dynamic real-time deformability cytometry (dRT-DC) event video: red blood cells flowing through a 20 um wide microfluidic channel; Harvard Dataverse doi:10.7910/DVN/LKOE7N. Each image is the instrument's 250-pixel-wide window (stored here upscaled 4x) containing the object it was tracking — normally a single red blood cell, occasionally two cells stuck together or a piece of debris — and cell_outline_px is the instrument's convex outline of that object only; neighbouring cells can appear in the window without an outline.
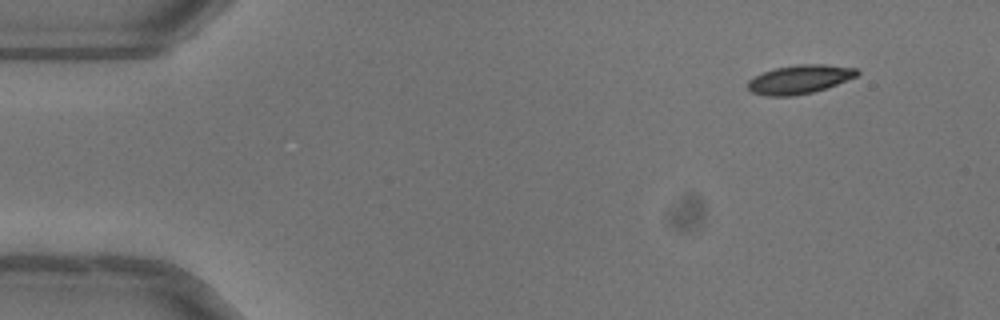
{"species": "common noctule bat (a hibernating species)", "species_latin": "Nyctalus noctula", "temperature_condition": "warm", "stored_images_in_passage": 47, "camera_frame_rate_fps": 3000, "um_per_image_px": 0.085, "animal": {"sex": "female"}, "frame": {"image": 1, "passage_image": 1, "time_ms": 0.0, "image_size_px": [1000, 320], "cell_outline_px": [[860, 72], [856, 76], [836, 84], [812, 92], [792, 96], [768, 96], [752, 92], [748, 88], [748, 80], [764, 72], [776, 68], [796, 64], [824, 64], [856, 68]], "centroid_in_image_um": [67.96, 6.73], "position_along_channel_um": 17.0, "area_um2": 18.03}}
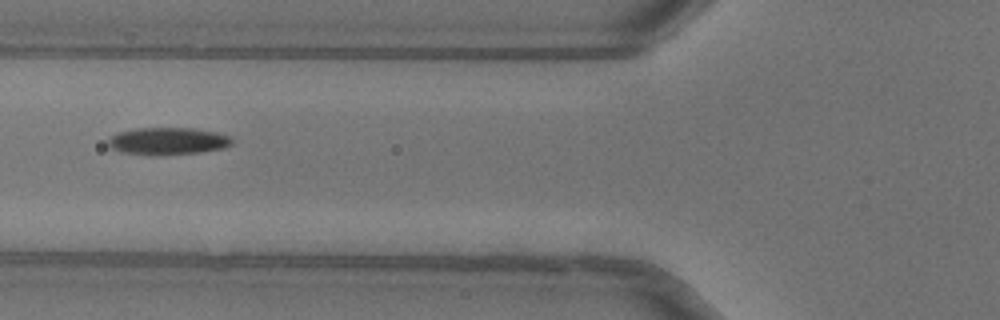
{"frame": {"image": 2, "passage_image": 16, "time_ms": 5.0, "image_size_px": [1000, 320], "cell_outline_px": [[232, 144], [224, 148], [200, 152], [160, 156], [152, 156], [120, 152], [112, 148], [108, 144], [108, 140], [112, 136], [120, 132], [136, 128], [192, 128], [216, 132], [232, 136]], "centroid_in_image_um": [14.28, 12.01], "position_along_channel_um": 111.5, "area_um2": 19.88}}
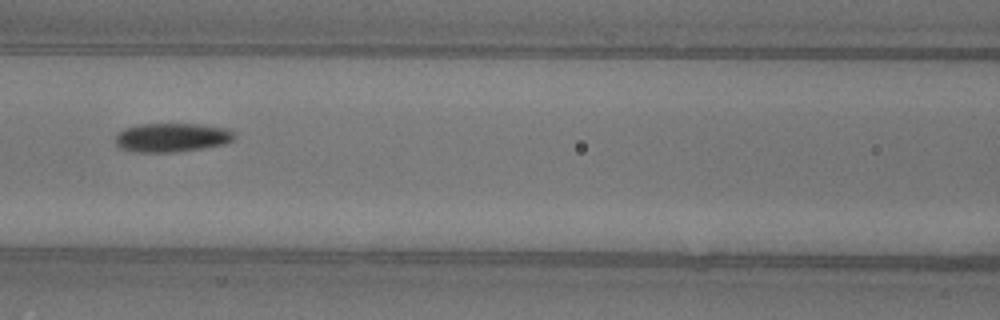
{"frame": {"image": 3, "passage_image": 19, "time_ms": 6.0, "image_size_px": [1000, 320], "cell_outline_px": [[236, 140], [224, 144], [176, 152], [136, 152], [120, 148], [116, 144], [116, 132], [124, 128], [140, 124], [200, 124], [228, 128], [236, 132]], "centroid_in_image_um": [14.64, 11.68], "position_along_channel_um": 152.0, "area_um2": 20.29}, "authors_computed_cell_mechanics": {"area_um2": 19.2474, "velocity_mm_per_s": 4.0157, "shape_relaxation_time_tau1_ms": 3.6255, "shape_relaxation_time_tau2_ms": null, "deformation_change_tau1": 0.1401, "deformation_change_tau2": null}}